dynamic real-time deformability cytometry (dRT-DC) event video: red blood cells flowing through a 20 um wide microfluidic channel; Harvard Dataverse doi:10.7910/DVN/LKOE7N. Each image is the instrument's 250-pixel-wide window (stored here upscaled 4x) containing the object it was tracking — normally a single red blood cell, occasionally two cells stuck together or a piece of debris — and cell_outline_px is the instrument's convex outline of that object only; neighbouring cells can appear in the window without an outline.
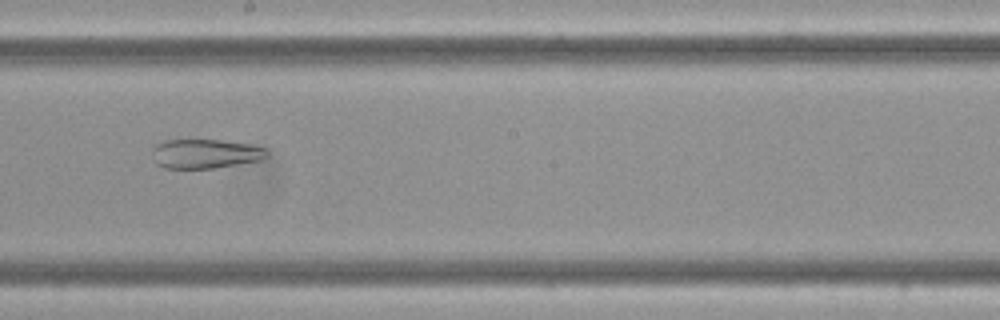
{"species": "Egyptian fruit bat (a non-hibernating species)", "species_latin": "Rousettus aegyptiacus", "temperature_condition": "cold", "stored_images_in_passage": 10, "camera_frame_rate_fps": 3000, "um_per_image_px": 0.085, "frame": {"image": 1, "passage_image": 9, "time_ms": 2.667, "image_size_px": [1000, 320], "cell_outline_px": [[268, 156], [260, 160], [212, 168], [164, 168], [156, 164], [152, 160], [152, 148], [156, 144], [164, 140], [220, 140], [248, 144], [268, 148]], "centroid_in_image_um": [17.41, 13.06], "position_along_channel_um": 230.8, "area_um2": 19.65}}